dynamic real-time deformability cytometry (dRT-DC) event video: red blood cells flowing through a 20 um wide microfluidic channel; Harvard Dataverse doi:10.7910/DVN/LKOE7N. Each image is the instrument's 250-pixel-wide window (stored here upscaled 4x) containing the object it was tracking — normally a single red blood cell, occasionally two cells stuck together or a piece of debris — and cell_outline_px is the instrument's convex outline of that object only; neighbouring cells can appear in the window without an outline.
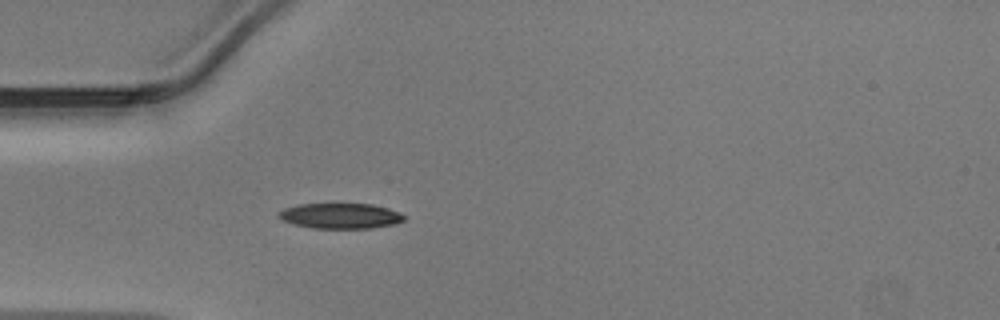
{"species": "Egyptian fruit bat (a non-hibernating species)", "species_latin": "Rousettus aegyptiacus", "temperature_condition": "warm", "stored_images_in_passage": 35, "camera_frame_rate_fps": 3000, "um_per_image_px": 0.085, "animal": {"sex": "male"}, "frame": {"image": 1, "passage_image": 1, "time_ms": 0.0, "image_size_px": [1000, 320], "cell_outline_px": [[408, 216], [404, 220], [396, 224], [372, 228], [312, 228], [296, 224], [284, 220], [276, 216], [276, 212], [284, 208], [296, 204], [336, 200], [372, 204], [388, 208], [400, 212]], "centroid_in_image_um": [28.93, 18.28], "position_along_channel_um": 56.1, "area_um2": 19.83}}
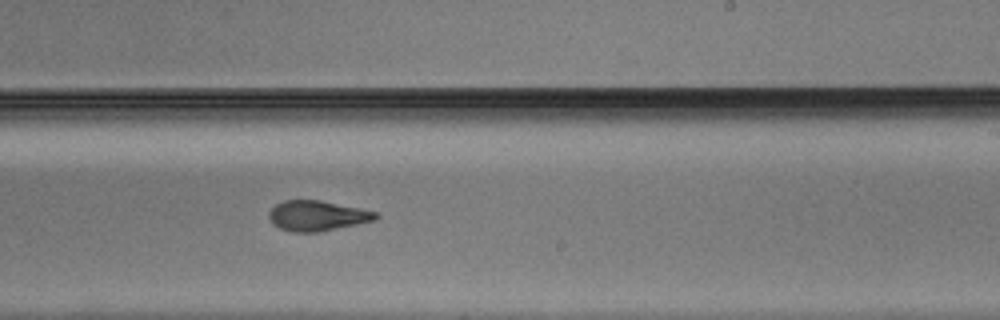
{"frame": {"image": 2, "passage_image": 16, "time_ms": 5.0, "image_size_px": [1000, 320], "cell_outline_px": [[380, 216], [376, 220], [316, 232], [296, 232], [280, 228], [272, 224], [268, 216], [268, 212], [276, 204], [284, 200], [320, 200], [360, 208], [376, 212]], "centroid_in_image_um": [26.95, 18.33], "position_along_channel_um": 262.1, "area_um2": 18.67}}
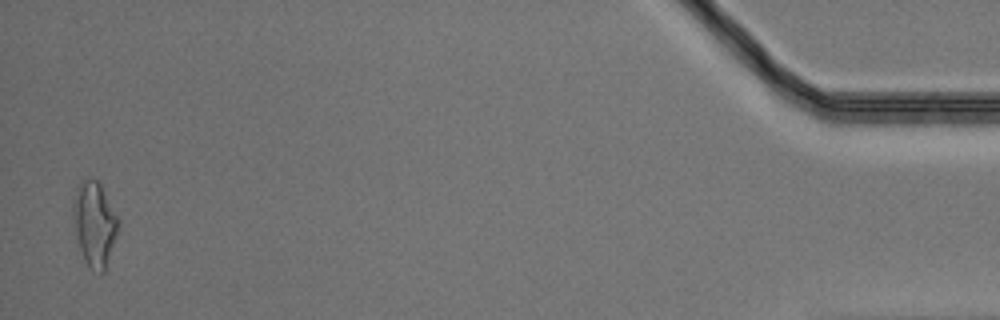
{"frame": {"image": 3, "passage_image": 34, "time_ms": 11.0, "image_size_px": [1000, 320], "cell_outline_px": [[120, 224], [104, 272], [100, 272], [92, 268], [84, 260], [80, 248], [72, 216], [72, 204], [76, 188], [84, 180], [92, 176], [100, 184], [120, 220]], "centroid_in_image_um": [8.03, 18.98], "position_along_channel_um": 427.2, "area_um2": 21.96}}